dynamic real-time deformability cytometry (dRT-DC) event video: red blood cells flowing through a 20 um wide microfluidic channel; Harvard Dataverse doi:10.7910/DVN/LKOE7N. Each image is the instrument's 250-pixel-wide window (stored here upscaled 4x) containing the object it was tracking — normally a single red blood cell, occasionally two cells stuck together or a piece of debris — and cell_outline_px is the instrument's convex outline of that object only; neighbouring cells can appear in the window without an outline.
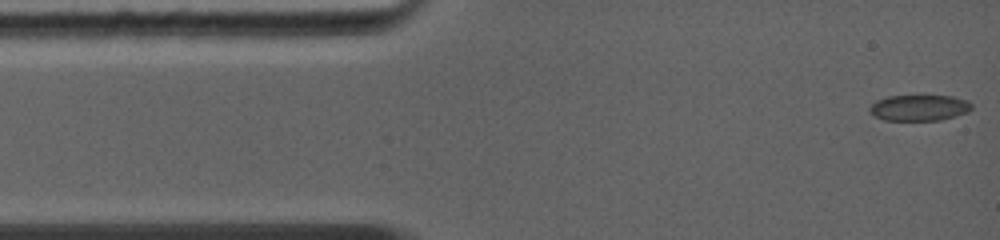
{"species": "common noctule bat (a hibernating species)", "species_latin": "Nyctalus noctula", "temperature_condition": "warm", "stored_images_in_passage": 16, "camera_frame_rate_fps": 5000, "um_per_image_px": 0.085, "animal": {"sex": "female", "body_mass_g": 19.0, "forearm_length_mm": 56.7}, "frame": {"image": 1, "passage_image": 1, "time_ms": 0.0, "image_size_px": [1000, 240], "cell_outline_px": [[972, 108], [968, 112], [940, 120], [884, 120], [868, 112], [868, 108], [876, 100], [888, 96], [924, 92], [952, 96], [968, 100], [972, 104]], "centroid_in_image_um": [78.14, 9.09], "position_along_channel_um": 6.9, "area_um2": 16.36}}
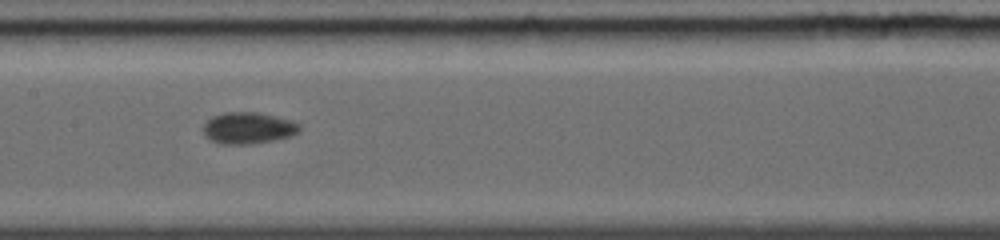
{"frame": {"image": 2, "passage_image": 7, "time_ms": 5.8, "image_size_px": [1000, 240], "cell_outline_px": [[300, 132], [292, 136], [252, 144], [220, 144], [212, 140], [204, 132], [204, 124], [212, 116], [224, 112], [256, 112], [292, 120], [300, 124]], "centroid_in_image_um": [21.13, 10.88], "position_along_channel_um": 186.3, "area_um2": 17.63}}
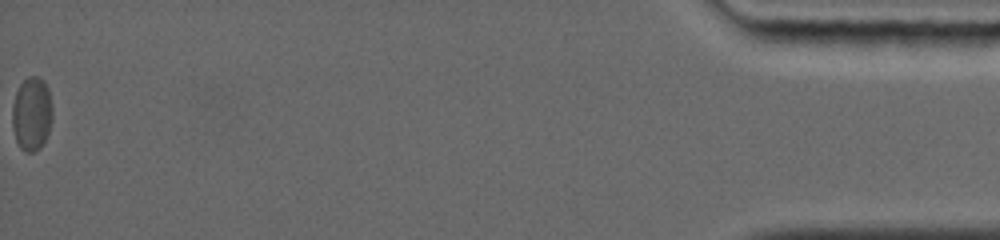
{"frame": {"image": 3, "passage_image": 16, "time_ms": 14.8, "image_size_px": [1000, 240], "cell_outline_px": [[52, 120], [48, 132], [40, 148], [32, 152], [24, 152], [20, 148], [16, 140], [12, 124], [12, 104], [16, 92], [20, 84], [28, 76], [36, 76], [44, 80], [48, 88], [52, 104]], "centroid_in_image_um": [2.7, 9.66], "position_along_channel_um": 432.5, "area_um2": 17.4}, "authors_computed_cell_mechanics": {"area_um2": 16.5597, "velocity_mm_per_s": 4.3689, "shape_relaxation_time_tau1_ms": 2.0191, "shape_relaxation_time_tau2_ms": null, "deformation_change_tau1": 0.0783, "deformation_change_tau2": null}}